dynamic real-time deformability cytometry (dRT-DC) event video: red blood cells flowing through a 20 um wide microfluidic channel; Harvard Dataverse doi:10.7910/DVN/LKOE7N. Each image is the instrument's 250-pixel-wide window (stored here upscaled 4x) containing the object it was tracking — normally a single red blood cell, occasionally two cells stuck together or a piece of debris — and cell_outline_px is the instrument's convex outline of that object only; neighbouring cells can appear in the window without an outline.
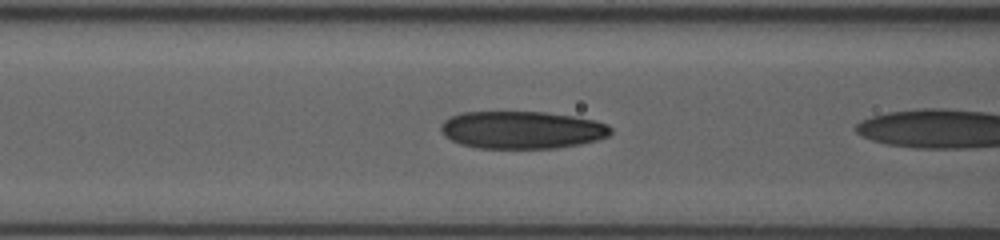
{"species": "human", "species_latin": "Homo sapiens", "temperature_condition": "room temperature", "stored_images_in_passage": 5, "camera_frame_rate_fps": 3000, "um_per_image_px": 0.085, "donor": {"sex": "female"}, "frame": {"image": 1, "passage_image": 4, "time_ms": 1.0, "image_size_px": [1000, 240], "cell_outline_px": [[612, 132], [608, 136], [596, 140], [580, 144], [556, 148], [476, 148], [460, 144], [444, 136], [440, 132], [440, 124], [444, 120], [460, 112], [544, 112], [572, 116], [596, 120], [608, 124], [612, 128]], "centroid_in_image_um": [44.35, 11.04], "position_along_channel_um": 122.3, "area_um2": 37.4}}